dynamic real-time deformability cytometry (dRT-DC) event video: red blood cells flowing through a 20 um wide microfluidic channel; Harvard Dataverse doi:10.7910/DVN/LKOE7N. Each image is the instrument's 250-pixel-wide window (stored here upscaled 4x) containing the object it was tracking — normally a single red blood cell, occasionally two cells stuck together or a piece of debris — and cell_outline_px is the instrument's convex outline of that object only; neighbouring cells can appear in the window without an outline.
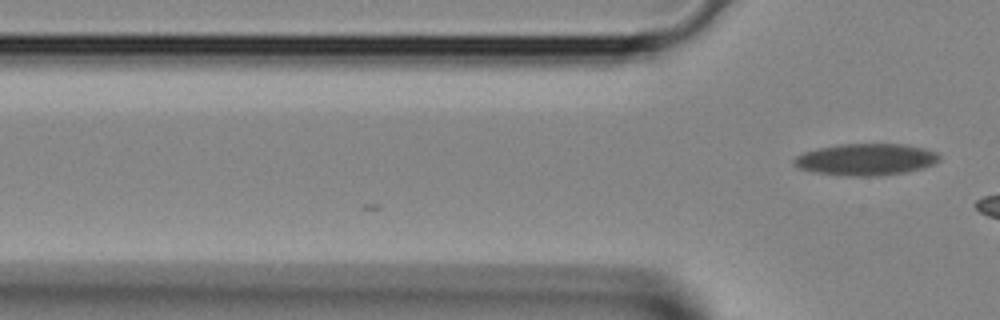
{"species": "Egyptian fruit bat (a non-hibernating species)", "species_latin": "Rousettus aegyptiacus", "temperature_condition": "room temperature", "stored_images_in_passage": 6, "camera_frame_rate_fps": 3000, "um_per_image_px": 0.085, "animal": {"sex": "female"}, "frame": {"image": 1, "passage_image": 6, "time_ms": 1.667, "image_size_px": [1000, 320], "cell_outline_px": [[940, 160], [936, 164], [924, 168], [904, 172], [880, 176], [844, 176], [812, 172], [800, 168], [792, 164], [792, 160], [796, 156], [804, 152], [820, 148], [840, 144], [904, 144], [924, 148], [936, 152], [940, 156]], "centroid_in_image_um": [73.62, 13.56], "position_along_channel_um": 52.2, "area_um2": 27.11}}